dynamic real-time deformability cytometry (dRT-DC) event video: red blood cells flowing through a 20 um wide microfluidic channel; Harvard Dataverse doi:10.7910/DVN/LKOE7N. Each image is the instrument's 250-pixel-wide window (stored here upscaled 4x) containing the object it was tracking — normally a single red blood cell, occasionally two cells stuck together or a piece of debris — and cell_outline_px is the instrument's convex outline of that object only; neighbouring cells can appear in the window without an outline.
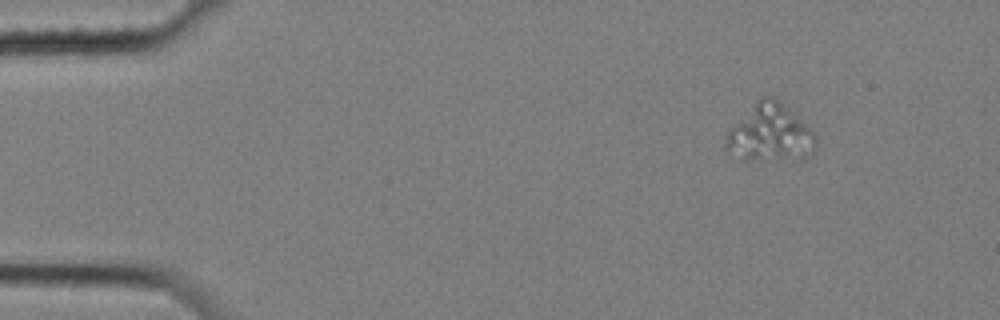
{"species": "common noctule bat (a hibernating species)", "species_latin": "Nyctalus noctula", "temperature_condition": "cold", "stored_images_in_passage": 4, "camera_frame_rate_fps": 3000, "um_per_image_px": 0.085, "animal": {"sex": "female", "body_mass_g": 25.1}, "frame": {"image": 1, "passage_image": 1, "time_ms": 0.0, "image_size_px": [1000, 320], "cell_outline_px": [[816, 144], [812, 152], [804, 160], [744, 160], [728, 152], [724, 148], [724, 144], [728, 132], [756, 100], [764, 96], [772, 96], [788, 108], [812, 128], [816, 136]], "centroid_in_image_um": [65.49, 11.36], "position_along_channel_um": 19.5, "area_um2": 30.29}}
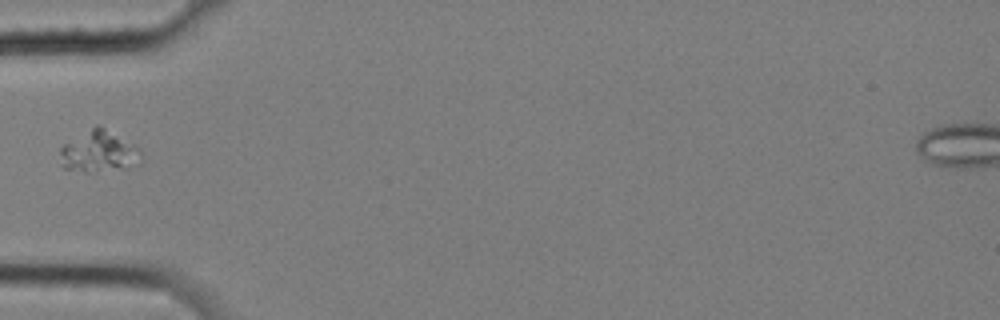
{"frame": {"image": 2, "passage_image": 4, "time_ms": 1.0, "image_size_px": [1000, 320], "cell_outline_px": [[140, 164], [88, 172], [84, 172], [64, 168], [60, 152], [60, 148], [64, 144], [96, 124], [100, 124], [140, 148]], "centroid_in_image_um": [8.4, 12.84], "position_along_channel_um": 76.6, "area_um2": 19.19}}